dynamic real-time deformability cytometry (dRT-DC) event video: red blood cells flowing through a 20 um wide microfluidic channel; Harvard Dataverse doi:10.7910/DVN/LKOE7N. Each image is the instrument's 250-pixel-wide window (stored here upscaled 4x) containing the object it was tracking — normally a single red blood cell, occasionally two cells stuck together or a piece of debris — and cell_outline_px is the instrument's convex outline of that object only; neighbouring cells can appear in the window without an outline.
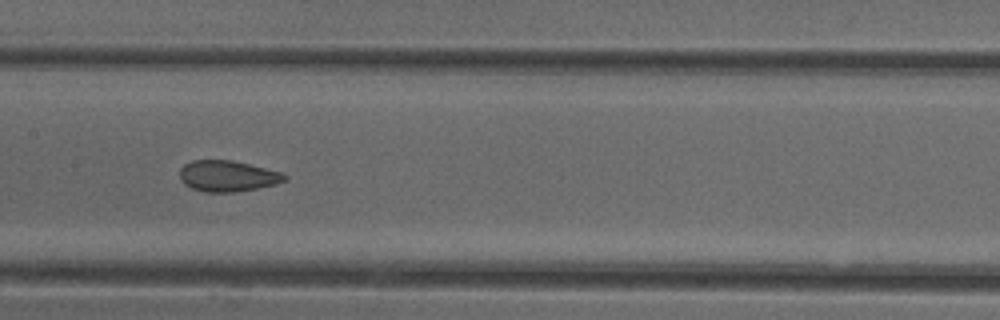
{"species": "common noctule bat (a hibernating species)", "species_latin": "Nyctalus noctula", "temperature_condition": "cold", "stored_images_in_passage": 37, "camera_frame_rate_fps": 3000, "um_per_image_px": 0.085, "animal": {"sex": "female"}, "frame": {"image": 1, "passage_image": 11, "time_ms": 3.333, "image_size_px": [1000, 320], "cell_outline_px": [[288, 180], [276, 184], [236, 192], [204, 192], [192, 188], [184, 184], [180, 180], [180, 168], [184, 164], [192, 160], [232, 160], [284, 172], [288, 176]], "centroid_in_image_um": [19.37, 14.96], "position_along_channel_um": 188.0, "area_um2": 19.19}, "authors_computed_cell_mechanics": {"area_um2": 19.652, "velocity_mm_per_s": 3.9836, "shape_relaxation_time_tau1_ms": null, "shape_relaxation_time_tau2_ms": 1.1109, "deformation_change_tau1": null, "deformation_change_tau2": 0.0667}}